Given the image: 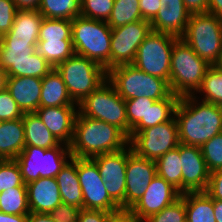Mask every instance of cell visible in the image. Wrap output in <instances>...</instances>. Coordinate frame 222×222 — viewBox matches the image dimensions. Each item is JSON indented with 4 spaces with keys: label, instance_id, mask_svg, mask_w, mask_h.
<instances>
[{
    "label": "cell",
    "instance_id": "1",
    "mask_svg": "<svg viewBox=\"0 0 222 222\" xmlns=\"http://www.w3.org/2000/svg\"><path fill=\"white\" fill-rule=\"evenodd\" d=\"M198 95L180 97L175 110L179 141L199 146L222 132V106L202 101Z\"/></svg>",
    "mask_w": 222,
    "mask_h": 222
},
{
    "label": "cell",
    "instance_id": "2",
    "mask_svg": "<svg viewBox=\"0 0 222 222\" xmlns=\"http://www.w3.org/2000/svg\"><path fill=\"white\" fill-rule=\"evenodd\" d=\"M129 145L128 137L116 126L77 113L74 134L69 145L72 157L92 158L121 151Z\"/></svg>",
    "mask_w": 222,
    "mask_h": 222
},
{
    "label": "cell",
    "instance_id": "3",
    "mask_svg": "<svg viewBox=\"0 0 222 222\" xmlns=\"http://www.w3.org/2000/svg\"><path fill=\"white\" fill-rule=\"evenodd\" d=\"M211 65L180 37L173 44L169 87L179 97L194 95Z\"/></svg>",
    "mask_w": 222,
    "mask_h": 222
},
{
    "label": "cell",
    "instance_id": "4",
    "mask_svg": "<svg viewBox=\"0 0 222 222\" xmlns=\"http://www.w3.org/2000/svg\"><path fill=\"white\" fill-rule=\"evenodd\" d=\"M112 29L106 21L77 16L72 20V45L83 56L110 70Z\"/></svg>",
    "mask_w": 222,
    "mask_h": 222
},
{
    "label": "cell",
    "instance_id": "5",
    "mask_svg": "<svg viewBox=\"0 0 222 222\" xmlns=\"http://www.w3.org/2000/svg\"><path fill=\"white\" fill-rule=\"evenodd\" d=\"M107 79L123 100L147 97L157 101L172 93L166 80L149 75L133 64L111 68Z\"/></svg>",
    "mask_w": 222,
    "mask_h": 222
},
{
    "label": "cell",
    "instance_id": "6",
    "mask_svg": "<svg viewBox=\"0 0 222 222\" xmlns=\"http://www.w3.org/2000/svg\"><path fill=\"white\" fill-rule=\"evenodd\" d=\"M210 65H216L222 54V18L211 13L191 14L180 37Z\"/></svg>",
    "mask_w": 222,
    "mask_h": 222
},
{
    "label": "cell",
    "instance_id": "7",
    "mask_svg": "<svg viewBox=\"0 0 222 222\" xmlns=\"http://www.w3.org/2000/svg\"><path fill=\"white\" fill-rule=\"evenodd\" d=\"M78 111L88 118L116 126L130 140L131 128L126 117L125 100L120 97L108 79L78 104Z\"/></svg>",
    "mask_w": 222,
    "mask_h": 222
},
{
    "label": "cell",
    "instance_id": "8",
    "mask_svg": "<svg viewBox=\"0 0 222 222\" xmlns=\"http://www.w3.org/2000/svg\"><path fill=\"white\" fill-rule=\"evenodd\" d=\"M38 43L21 40H1L0 67L8 77L43 78L53 68L37 51Z\"/></svg>",
    "mask_w": 222,
    "mask_h": 222
},
{
    "label": "cell",
    "instance_id": "9",
    "mask_svg": "<svg viewBox=\"0 0 222 222\" xmlns=\"http://www.w3.org/2000/svg\"><path fill=\"white\" fill-rule=\"evenodd\" d=\"M74 103L80 104L107 79V71L96 62L74 54L55 67Z\"/></svg>",
    "mask_w": 222,
    "mask_h": 222
},
{
    "label": "cell",
    "instance_id": "10",
    "mask_svg": "<svg viewBox=\"0 0 222 222\" xmlns=\"http://www.w3.org/2000/svg\"><path fill=\"white\" fill-rule=\"evenodd\" d=\"M72 157L69 145L60 143L51 149L25 146L15 158L25 184L39 178H55Z\"/></svg>",
    "mask_w": 222,
    "mask_h": 222
},
{
    "label": "cell",
    "instance_id": "11",
    "mask_svg": "<svg viewBox=\"0 0 222 222\" xmlns=\"http://www.w3.org/2000/svg\"><path fill=\"white\" fill-rule=\"evenodd\" d=\"M177 38L168 33L151 31L138 47L132 64L141 71L169 83L171 53Z\"/></svg>",
    "mask_w": 222,
    "mask_h": 222
},
{
    "label": "cell",
    "instance_id": "12",
    "mask_svg": "<svg viewBox=\"0 0 222 222\" xmlns=\"http://www.w3.org/2000/svg\"><path fill=\"white\" fill-rule=\"evenodd\" d=\"M179 144L178 124L175 117L143 129L129 140V145L137 155L154 161Z\"/></svg>",
    "mask_w": 222,
    "mask_h": 222
},
{
    "label": "cell",
    "instance_id": "13",
    "mask_svg": "<svg viewBox=\"0 0 222 222\" xmlns=\"http://www.w3.org/2000/svg\"><path fill=\"white\" fill-rule=\"evenodd\" d=\"M78 180L83 194V208L115 213L120 206L109 196L98 166L91 158H77Z\"/></svg>",
    "mask_w": 222,
    "mask_h": 222
},
{
    "label": "cell",
    "instance_id": "14",
    "mask_svg": "<svg viewBox=\"0 0 222 222\" xmlns=\"http://www.w3.org/2000/svg\"><path fill=\"white\" fill-rule=\"evenodd\" d=\"M151 31L150 21L147 20H138L112 29L110 69L132 64L138 47Z\"/></svg>",
    "mask_w": 222,
    "mask_h": 222
},
{
    "label": "cell",
    "instance_id": "15",
    "mask_svg": "<svg viewBox=\"0 0 222 222\" xmlns=\"http://www.w3.org/2000/svg\"><path fill=\"white\" fill-rule=\"evenodd\" d=\"M98 166L100 176L109 196L125 210L126 166L128 146L121 151L100 154L91 158Z\"/></svg>",
    "mask_w": 222,
    "mask_h": 222
},
{
    "label": "cell",
    "instance_id": "16",
    "mask_svg": "<svg viewBox=\"0 0 222 222\" xmlns=\"http://www.w3.org/2000/svg\"><path fill=\"white\" fill-rule=\"evenodd\" d=\"M156 175V162L137 155L128 145L125 210H130L141 199Z\"/></svg>",
    "mask_w": 222,
    "mask_h": 222
},
{
    "label": "cell",
    "instance_id": "17",
    "mask_svg": "<svg viewBox=\"0 0 222 222\" xmlns=\"http://www.w3.org/2000/svg\"><path fill=\"white\" fill-rule=\"evenodd\" d=\"M181 197V193L156 175L141 199L130 209L142 222L148 217L160 212Z\"/></svg>",
    "mask_w": 222,
    "mask_h": 222
},
{
    "label": "cell",
    "instance_id": "18",
    "mask_svg": "<svg viewBox=\"0 0 222 222\" xmlns=\"http://www.w3.org/2000/svg\"><path fill=\"white\" fill-rule=\"evenodd\" d=\"M182 165V194L206 191L210 172L199 146L179 144Z\"/></svg>",
    "mask_w": 222,
    "mask_h": 222
},
{
    "label": "cell",
    "instance_id": "19",
    "mask_svg": "<svg viewBox=\"0 0 222 222\" xmlns=\"http://www.w3.org/2000/svg\"><path fill=\"white\" fill-rule=\"evenodd\" d=\"M35 113L60 143L71 144L78 105L40 107Z\"/></svg>",
    "mask_w": 222,
    "mask_h": 222
},
{
    "label": "cell",
    "instance_id": "20",
    "mask_svg": "<svg viewBox=\"0 0 222 222\" xmlns=\"http://www.w3.org/2000/svg\"><path fill=\"white\" fill-rule=\"evenodd\" d=\"M26 187L28 207L32 213L49 214L62 203L56 178H39Z\"/></svg>",
    "mask_w": 222,
    "mask_h": 222
},
{
    "label": "cell",
    "instance_id": "21",
    "mask_svg": "<svg viewBox=\"0 0 222 222\" xmlns=\"http://www.w3.org/2000/svg\"><path fill=\"white\" fill-rule=\"evenodd\" d=\"M6 89L23 113H32L40 108L41 78L8 77Z\"/></svg>",
    "mask_w": 222,
    "mask_h": 222
},
{
    "label": "cell",
    "instance_id": "22",
    "mask_svg": "<svg viewBox=\"0 0 222 222\" xmlns=\"http://www.w3.org/2000/svg\"><path fill=\"white\" fill-rule=\"evenodd\" d=\"M43 16L38 9L17 10L10 31L1 40H21L38 43Z\"/></svg>",
    "mask_w": 222,
    "mask_h": 222
},
{
    "label": "cell",
    "instance_id": "23",
    "mask_svg": "<svg viewBox=\"0 0 222 222\" xmlns=\"http://www.w3.org/2000/svg\"><path fill=\"white\" fill-rule=\"evenodd\" d=\"M55 178L62 203L83 209V194L78 180L77 158L71 157Z\"/></svg>",
    "mask_w": 222,
    "mask_h": 222
},
{
    "label": "cell",
    "instance_id": "24",
    "mask_svg": "<svg viewBox=\"0 0 222 222\" xmlns=\"http://www.w3.org/2000/svg\"><path fill=\"white\" fill-rule=\"evenodd\" d=\"M190 15L186 7L167 8L161 5L156 16L150 21L152 31L181 37L186 30Z\"/></svg>",
    "mask_w": 222,
    "mask_h": 222
},
{
    "label": "cell",
    "instance_id": "25",
    "mask_svg": "<svg viewBox=\"0 0 222 222\" xmlns=\"http://www.w3.org/2000/svg\"><path fill=\"white\" fill-rule=\"evenodd\" d=\"M23 119L0 122V160L15 159L25 148Z\"/></svg>",
    "mask_w": 222,
    "mask_h": 222
},
{
    "label": "cell",
    "instance_id": "26",
    "mask_svg": "<svg viewBox=\"0 0 222 222\" xmlns=\"http://www.w3.org/2000/svg\"><path fill=\"white\" fill-rule=\"evenodd\" d=\"M78 105L69 96L66 85L58 71L53 68L42 78L40 107Z\"/></svg>",
    "mask_w": 222,
    "mask_h": 222
},
{
    "label": "cell",
    "instance_id": "27",
    "mask_svg": "<svg viewBox=\"0 0 222 222\" xmlns=\"http://www.w3.org/2000/svg\"><path fill=\"white\" fill-rule=\"evenodd\" d=\"M25 145L51 149L60 144L35 112L23 114Z\"/></svg>",
    "mask_w": 222,
    "mask_h": 222
},
{
    "label": "cell",
    "instance_id": "28",
    "mask_svg": "<svg viewBox=\"0 0 222 222\" xmlns=\"http://www.w3.org/2000/svg\"><path fill=\"white\" fill-rule=\"evenodd\" d=\"M185 201L186 222H216L213 199L205 191L181 194Z\"/></svg>",
    "mask_w": 222,
    "mask_h": 222
},
{
    "label": "cell",
    "instance_id": "29",
    "mask_svg": "<svg viewBox=\"0 0 222 222\" xmlns=\"http://www.w3.org/2000/svg\"><path fill=\"white\" fill-rule=\"evenodd\" d=\"M179 156V145L158 158L157 175L175 187L182 194V165Z\"/></svg>",
    "mask_w": 222,
    "mask_h": 222
},
{
    "label": "cell",
    "instance_id": "30",
    "mask_svg": "<svg viewBox=\"0 0 222 222\" xmlns=\"http://www.w3.org/2000/svg\"><path fill=\"white\" fill-rule=\"evenodd\" d=\"M38 10L45 18L73 20L81 15V1L41 0Z\"/></svg>",
    "mask_w": 222,
    "mask_h": 222
},
{
    "label": "cell",
    "instance_id": "31",
    "mask_svg": "<svg viewBox=\"0 0 222 222\" xmlns=\"http://www.w3.org/2000/svg\"><path fill=\"white\" fill-rule=\"evenodd\" d=\"M156 100L147 97L125 100L126 117L131 128L130 139L147 128V112Z\"/></svg>",
    "mask_w": 222,
    "mask_h": 222
},
{
    "label": "cell",
    "instance_id": "32",
    "mask_svg": "<svg viewBox=\"0 0 222 222\" xmlns=\"http://www.w3.org/2000/svg\"><path fill=\"white\" fill-rule=\"evenodd\" d=\"M36 49L52 68L75 54L72 40L38 41Z\"/></svg>",
    "mask_w": 222,
    "mask_h": 222
},
{
    "label": "cell",
    "instance_id": "33",
    "mask_svg": "<svg viewBox=\"0 0 222 222\" xmlns=\"http://www.w3.org/2000/svg\"><path fill=\"white\" fill-rule=\"evenodd\" d=\"M138 20H144L141 15L139 0H114V6L106 21L111 29Z\"/></svg>",
    "mask_w": 222,
    "mask_h": 222
},
{
    "label": "cell",
    "instance_id": "34",
    "mask_svg": "<svg viewBox=\"0 0 222 222\" xmlns=\"http://www.w3.org/2000/svg\"><path fill=\"white\" fill-rule=\"evenodd\" d=\"M197 93H203V99L200 100L222 106V70L217 65L208 68L201 86L194 95Z\"/></svg>",
    "mask_w": 222,
    "mask_h": 222
},
{
    "label": "cell",
    "instance_id": "35",
    "mask_svg": "<svg viewBox=\"0 0 222 222\" xmlns=\"http://www.w3.org/2000/svg\"><path fill=\"white\" fill-rule=\"evenodd\" d=\"M0 211L7 214H29L27 187H13L0 193Z\"/></svg>",
    "mask_w": 222,
    "mask_h": 222
},
{
    "label": "cell",
    "instance_id": "36",
    "mask_svg": "<svg viewBox=\"0 0 222 222\" xmlns=\"http://www.w3.org/2000/svg\"><path fill=\"white\" fill-rule=\"evenodd\" d=\"M72 40V20L43 17L38 41Z\"/></svg>",
    "mask_w": 222,
    "mask_h": 222
},
{
    "label": "cell",
    "instance_id": "37",
    "mask_svg": "<svg viewBox=\"0 0 222 222\" xmlns=\"http://www.w3.org/2000/svg\"><path fill=\"white\" fill-rule=\"evenodd\" d=\"M179 100V96L171 93L167 98L155 101L147 112V128L172 120Z\"/></svg>",
    "mask_w": 222,
    "mask_h": 222
},
{
    "label": "cell",
    "instance_id": "38",
    "mask_svg": "<svg viewBox=\"0 0 222 222\" xmlns=\"http://www.w3.org/2000/svg\"><path fill=\"white\" fill-rule=\"evenodd\" d=\"M13 187H26L15 159L0 160V193Z\"/></svg>",
    "mask_w": 222,
    "mask_h": 222
},
{
    "label": "cell",
    "instance_id": "39",
    "mask_svg": "<svg viewBox=\"0 0 222 222\" xmlns=\"http://www.w3.org/2000/svg\"><path fill=\"white\" fill-rule=\"evenodd\" d=\"M200 148L210 173L222 169V132L215 135Z\"/></svg>",
    "mask_w": 222,
    "mask_h": 222
},
{
    "label": "cell",
    "instance_id": "40",
    "mask_svg": "<svg viewBox=\"0 0 222 222\" xmlns=\"http://www.w3.org/2000/svg\"><path fill=\"white\" fill-rule=\"evenodd\" d=\"M114 6V0H81V15L88 19L107 21Z\"/></svg>",
    "mask_w": 222,
    "mask_h": 222
},
{
    "label": "cell",
    "instance_id": "41",
    "mask_svg": "<svg viewBox=\"0 0 222 222\" xmlns=\"http://www.w3.org/2000/svg\"><path fill=\"white\" fill-rule=\"evenodd\" d=\"M143 222H186L185 201L182 197Z\"/></svg>",
    "mask_w": 222,
    "mask_h": 222
},
{
    "label": "cell",
    "instance_id": "42",
    "mask_svg": "<svg viewBox=\"0 0 222 222\" xmlns=\"http://www.w3.org/2000/svg\"><path fill=\"white\" fill-rule=\"evenodd\" d=\"M23 114L10 92L7 89L0 91V120L19 119L23 117Z\"/></svg>",
    "mask_w": 222,
    "mask_h": 222
},
{
    "label": "cell",
    "instance_id": "43",
    "mask_svg": "<svg viewBox=\"0 0 222 222\" xmlns=\"http://www.w3.org/2000/svg\"><path fill=\"white\" fill-rule=\"evenodd\" d=\"M17 10L13 0H0V36L10 31Z\"/></svg>",
    "mask_w": 222,
    "mask_h": 222
},
{
    "label": "cell",
    "instance_id": "44",
    "mask_svg": "<svg viewBox=\"0 0 222 222\" xmlns=\"http://www.w3.org/2000/svg\"><path fill=\"white\" fill-rule=\"evenodd\" d=\"M79 214L80 208L65 203L59 204L49 213L56 222H78Z\"/></svg>",
    "mask_w": 222,
    "mask_h": 222
},
{
    "label": "cell",
    "instance_id": "45",
    "mask_svg": "<svg viewBox=\"0 0 222 222\" xmlns=\"http://www.w3.org/2000/svg\"><path fill=\"white\" fill-rule=\"evenodd\" d=\"M205 192L212 199L222 200V169L210 173L208 187Z\"/></svg>",
    "mask_w": 222,
    "mask_h": 222
},
{
    "label": "cell",
    "instance_id": "46",
    "mask_svg": "<svg viewBox=\"0 0 222 222\" xmlns=\"http://www.w3.org/2000/svg\"><path fill=\"white\" fill-rule=\"evenodd\" d=\"M113 213L103 210L80 209L78 222H108Z\"/></svg>",
    "mask_w": 222,
    "mask_h": 222
},
{
    "label": "cell",
    "instance_id": "47",
    "mask_svg": "<svg viewBox=\"0 0 222 222\" xmlns=\"http://www.w3.org/2000/svg\"><path fill=\"white\" fill-rule=\"evenodd\" d=\"M160 0H139L142 18L151 21L160 9Z\"/></svg>",
    "mask_w": 222,
    "mask_h": 222
},
{
    "label": "cell",
    "instance_id": "48",
    "mask_svg": "<svg viewBox=\"0 0 222 222\" xmlns=\"http://www.w3.org/2000/svg\"><path fill=\"white\" fill-rule=\"evenodd\" d=\"M190 14L208 13L209 0H183Z\"/></svg>",
    "mask_w": 222,
    "mask_h": 222
},
{
    "label": "cell",
    "instance_id": "49",
    "mask_svg": "<svg viewBox=\"0 0 222 222\" xmlns=\"http://www.w3.org/2000/svg\"><path fill=\"white\" fill-rule=\"evenodd\" d=\"M108 222H142L137 216H135L130 210H120L113 213Z\"/></svg>",
    "mask_w": 222,
    "mask_h": 222
},
{
    "label": "cell",
    "instance_id": "50",
    "mask_svg": "<svg viewBox=\"0 0 222 222\" xmlns=\"http://www.w3.org/2000/svg\"><path fill=\"white\" fill-rule=\"evenodd\" d=\"M18 10L38 9L41 0H13Z\"/></svg>",
    "mask_w": 222,
    "mask_h": 222
},
{
    "label": "cell",
    "instance_id": "51",
    "mask_svg": "<svg viewBox=\"0 0 222 222\" xmlns=\"http://www.w3.org/2000/svg\"><path fill=\"white\" fill-rule=\"evenodd\" d=\"M28 214L14 215L0 211V222H26Z\"/></svg>",
    "mask_w": 222,
    "mask_h": 222
},
{
    "label": "cell",
    "instance_id": "52",
    "mask_svg": "<svg viewBox=\"0 0 222 222\" xmlns=\"http://www.w3.org/2000/svg\"><path fill=\"white\" fill-rule=\"evenodd\" d=\"M26 222H56L49 214L32 213L28 214Z\"/></svg>",
    "mask_w": 222,
    "mask_h": 222
},
{
    "label": "cell",
    "instance_id": "53",
    "mask_svg": "<svg viewBox=\"0 0 222 222\" xmlns=\"http://www.w3.org/2000/svg\"><path fill=\"white\" fill-rule=\"evenodd\" d=\"M208 13L222 18V0H209Z\"/></svg>",
    "mask_w": 222,
    "mask_h": 222
},
{
    "label": "cell",
    "instance_id": "54",
    "mask_svg": "<svg viewBox=\"0 0 222 222\" xmlns=\"http://www.w3.org/2000/svg\"><path fill=\"white\" fill-rule=\"evenodd\" d=\"M213 211L216 222H222V200L213 199Z\"/></svg>",
    "mask_w": 222,
    "mask_h": 222
},
{
    "label": "cell",
    "instance_id": "55",
    "mask_svg": "<svg viewBox=\"0 0 222 222\" xmlns=\"http://www.w3.org/2000/svg\"><path fill=\"white\" fill-rule=\"evenodd\" d=\"M160 5H164L167 8L170 7H185L183 0H160Z\"/></svg>",
    "mask_w": 222,
    "mask_h": 222
},
{
    "label": "cell",
    "instance_id": "56",
    "mask_svg": "<svg viewBox=\"0 0 222 222\" xmlns=\"http://www.w3.org/2000/svg\"><path fill=\"white\" fill-rule=\"evenodd\" d=\"M8 74L7 72L0 67V91L7 88Z\"/></svg>",
    "mask_w": 222,
    "mask_h": 222
},
{
    "label": "cell",
    "instance_id": "57",
    "mask_svg": "<svg viewBox=\"0 0 222 222\" xmlns=\"http://www.w3.org/2000/svg\"><path fill=\"white\" fill-rule=\"evenodd\" d=\"M216 65L222 70V54L219 62Z\"/></svg>",
    "mask_w": 222,
    "mask_h": 222
}]
</instances>
